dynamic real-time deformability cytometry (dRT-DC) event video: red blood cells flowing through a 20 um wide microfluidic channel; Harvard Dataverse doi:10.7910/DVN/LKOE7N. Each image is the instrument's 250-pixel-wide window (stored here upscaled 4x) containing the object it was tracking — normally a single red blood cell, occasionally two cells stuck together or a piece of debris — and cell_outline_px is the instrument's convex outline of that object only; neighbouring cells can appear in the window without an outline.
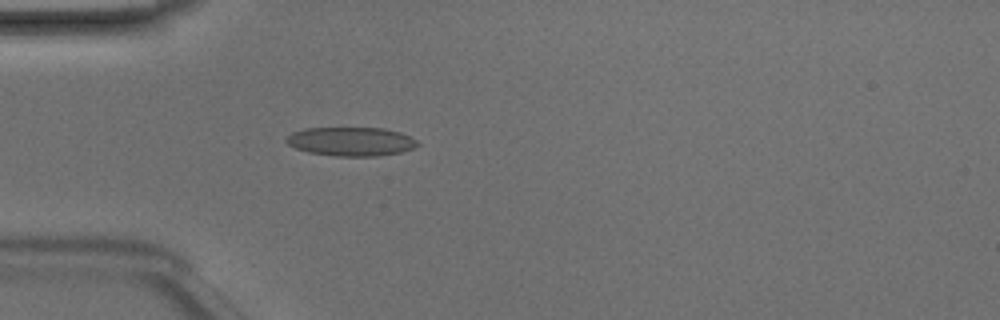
{"species": "Egyptian fruit bat (a non-hibernating species)", "species_latin": "Rousettus aegyptiacus", "temperature_condition": "room temperature", "stored_images_in_passage": 35, "camera_frame_rate_fps": 3000, "um_per_image_px": 0.085, "animal": {"sex": "male"}, "frame": {"image": 1, "passage_image": 1, "time_ms": 0.0, "image_size_px": [1000, 320], "cell_outline_px": [[420, 144], [412, 148], [400, 152], [376, 156], [336, 156], [308, 152], [296, 148], [288, 144], [284, 140], [292, 132], [304, 128], [384, 128], [400, 132], [416, 140]], "centroid_in_image_um": [29.81, 12.02], "position_along_channel_um": 55.2, "area_um2": 21.96}}
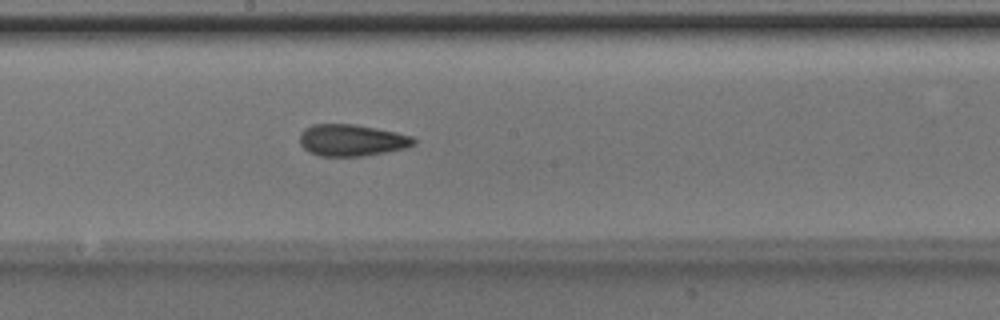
{"frame": {"image": 2, "passage_image": 13, "time_ms": 4.0, "image_size_px": [1000, 320], "cell_outline_px": [[416, 144], [408, 148], [388, 152], [364, 156], [320, 156], [308, 152], [300, 144], [300, 132], [304, 128], [312, 124], [356, 124], [396, 132], [412, 136], [416, 140]], "centroid_in_image_um": [29.91, 11.92], "position_along_channel_um": 218.3, "area_um2": 21.39}}
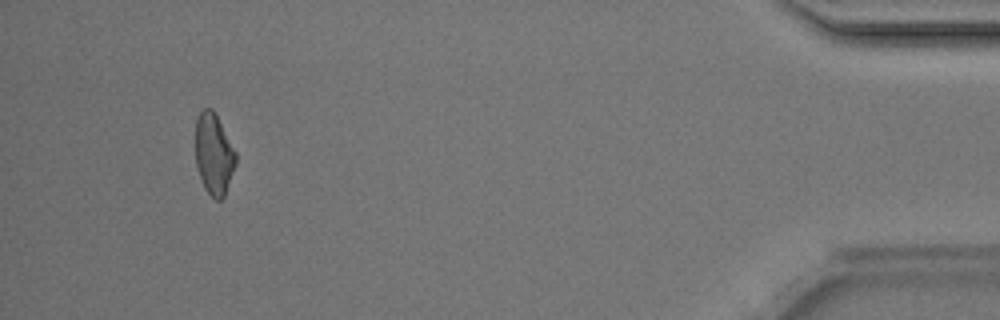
{"frame": {"image": 3, "passage_image": 32, "time_ms": 10.333, "image_size_px": [1000, 320], "cell_outline_px": [[236, 164], [224, 196], [220, 200], [216, 200], [204, 188], [196, 164], [196, 120], [200, 112], [204, 108], [212, 108], [236, 152]], "centroid_in_image_um": [18.18, 13.1], "position_along_channel_um": 417.0, "area_um2": 18.79}, "authors_computed_cell_mechanics": {"area_um2": 20.3456, "velocity_mm_per_s": 4.2401, "shape_relaxation_time_tau1_ms": 6.293, "shape_relaxation_time_tau2_ms": 2.6668, "deformation_change_tau1": 0.1416, "deformation_change_tau2": 0.1096}}